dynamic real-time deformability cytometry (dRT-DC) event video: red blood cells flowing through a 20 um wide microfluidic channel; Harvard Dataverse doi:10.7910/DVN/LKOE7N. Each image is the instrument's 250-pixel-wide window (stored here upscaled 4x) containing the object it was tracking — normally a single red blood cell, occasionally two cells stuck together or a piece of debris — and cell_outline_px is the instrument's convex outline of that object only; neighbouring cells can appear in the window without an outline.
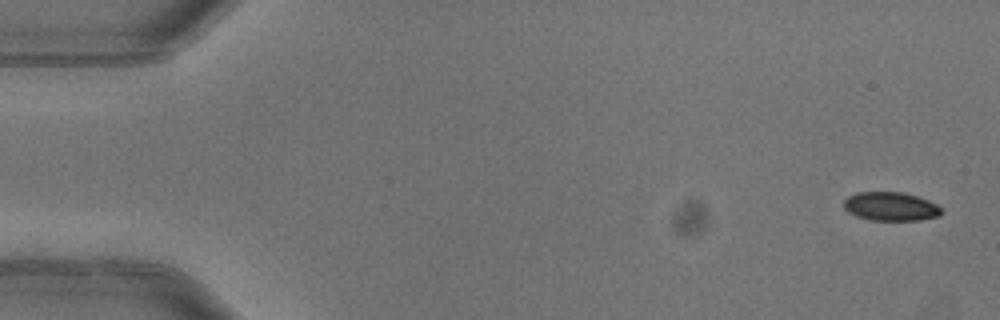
{"species": "common noctule bat (a hibernating species)", "species_latin": "Nyctalus noctula", "temperature_condition": "warm", "stored_images_in_passage": 4, "camera_frame_rate_fps": 3000, "um_per_image_px": 0.085, "animal": {"sex": "female"}, "frame": {"image": 1, "passage_image": 1, "time_ms": 0.0, "image_size_px": [1000, 320], "cell_outline_px": [[944, 212], [940, 216], [920, 220], [872, 220], [856, 216], [848, 212], [844, 208], [844, 200], [848, 196], [856, 192], [904, 192], [928, 200], [936, 204]], "centroid_in_image_um": [75.71, 17.55], "position_along_channel_um": 9.3, "area_um2": 16.42}}
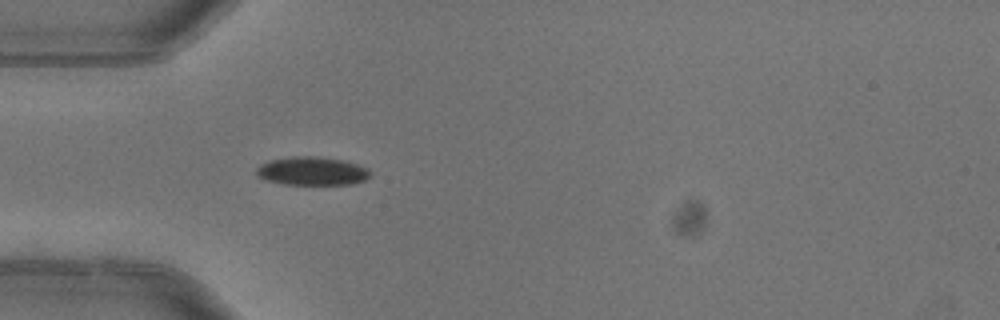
{"frame": {"image": 2, "passage_image": 4, "time_ms": 1.0, "image_size_px": [1000, 320], "cell_outline_px": [[372, 176], [364, 180], [352, 184], [284, 184], [268, 180], [260, 176], [256, 172], [256, 168], [260, 164], [268, 160], [288, 156], [316, 156], [344, 160], [368, 168], [372, 172]], "centroid_in_image_um": [26.55, 14.52], "position_along_channel_um": 58.4, "area_um2": 18.96}}